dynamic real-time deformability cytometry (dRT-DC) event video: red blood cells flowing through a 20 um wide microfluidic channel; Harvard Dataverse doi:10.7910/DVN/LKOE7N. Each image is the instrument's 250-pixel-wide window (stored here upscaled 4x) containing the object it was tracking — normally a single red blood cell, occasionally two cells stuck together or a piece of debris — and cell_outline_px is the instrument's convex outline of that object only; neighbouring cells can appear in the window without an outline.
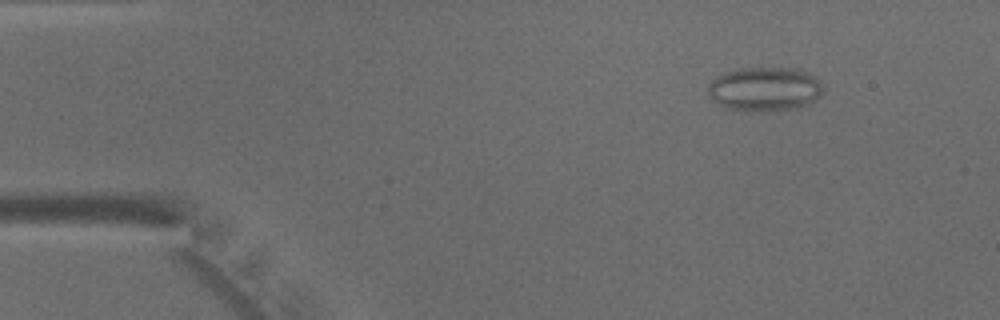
{"species": "common noctule bat (a hibernating species)", "species_latin": "Nyctalus noctula", "temperature_condition": "warm", "stored_images_in_passage": 47, "camera_frame_rate_fps": 3000, "um_per_image_px": 0.085, "animal": {"sex": "male", "body_mass_g": 15.6}, "frame": {"image": 1, "passage_image": 6, "time_ms": 1.667, "image_size_px": [1000, 320], "cell_outline_px": [[820, 96], [816, 100], [808, 104], [796, 108], [764, 112], [748, 112], [724, 108], [712, 100], [708, 96], [708, 88], [712, 80], [724, 72], [740, 68], [792, 68], [808, 72], [820, 84]], "centroid_in_image_um": [64.93, 7.6], "position_along_channel_um": 20.1, "area_um2": 29.71}}
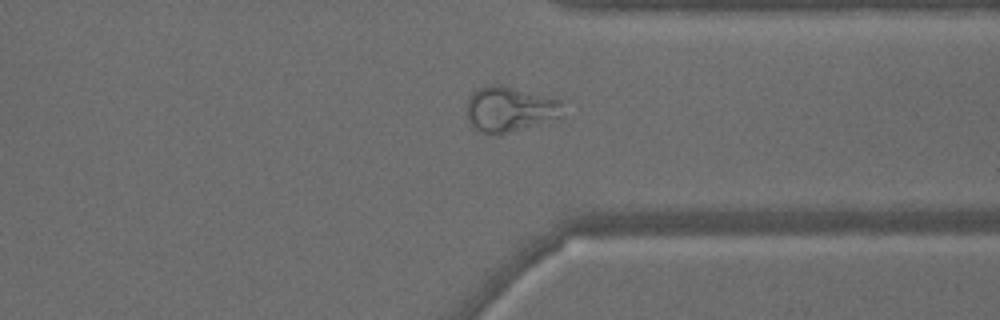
{"frame": {"image": 2, "passage_image": 36, "time_ms": 11.667, "image_size_px": [1000, 320], "cell_outline_px": [[568, 116], [560, 120], [496, 136], [480, 132], [468, 120], [468, 100], [472, 92], [476, 88], [488, 84], [500, 84], [564, 100]], "centroid_in_image_um": [43.48, 9.3], "position_along_channel_um": 367.9, "area_um2": 26.65}}
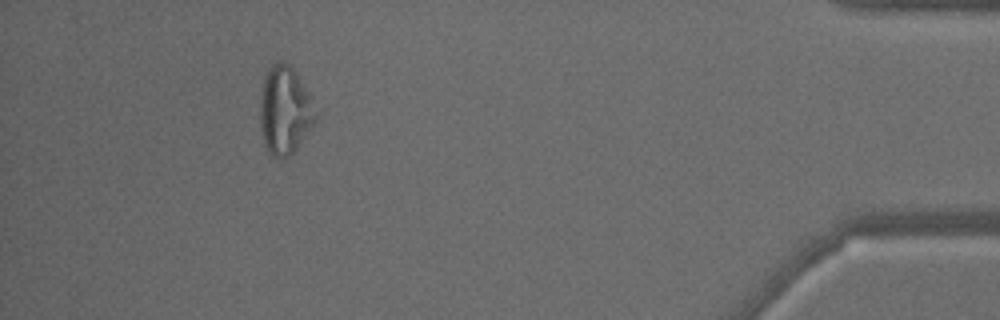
{"frame": {"image": 3, "passage_image": 43, "time_ms": 14.0, "image_size_px": [1000, 320], "cell_outline_px": [[316, 120], [296, 148], [288, 156], [280, 160], [272, 156], [268, 152], [264, 144], [260, 128], [260, 104], [264, 80], [268, 68], [272, 64], [284, 60], [296, 72], [308, 92], [316, 116]], "centroid_in_image_um": [24.18, 9.4], "position_along_channel_um": 411.0, "area_um2": 28.15}}